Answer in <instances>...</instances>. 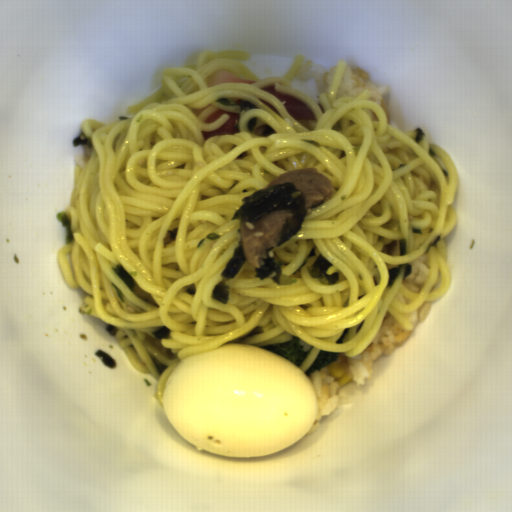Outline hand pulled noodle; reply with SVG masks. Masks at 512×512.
<instances>
[{
    "mask_svg": "<svg viewBox=\"0 0 512 512\" xmlns=\"http://www.w3.org/2000/svg\"><path fill=\"white\" fill-rule=\"evenodd\" d=\"M250 52L207 49L194 64L161 71V84L134 114L103 123L80 122L92 152L74 166L65 215L71 240L56 255L69 288L87 294L79 313L118 328L114 337L136 371L156 381L161 407L165 383L189 357L229 344L257 347L292 341L354 357L378 336L387 312L406 331V314L444 297L452 284L445 238L458 222V168L425 130L407 133L388 123L366 88L338 98L348 61H338L317 100L293 88L305 58L298 53L284 77L259 79L242 61ZM254 84L207 86L217 70ZM297 96L317 120L296 121L279 99ZM239 112L235 134L202 133ZM316 167L333 182L328 199L307 210L300 230L267 256L283 264L254 277L245 261L227 281L229 303L211 289L241 239L230 220L243 196L281 174ZM341 273L330 283L312 264L319 254ZM427 254L425 288L402 285L412 262ZM123 264L135 278L130 291L114 273Z\"/></svg>",
    "mask_w": 512,
    "mask_h": 512,
    "instance_id": "14784b9a",
    "label": "hand pulled noodle"
}]
</instances>
